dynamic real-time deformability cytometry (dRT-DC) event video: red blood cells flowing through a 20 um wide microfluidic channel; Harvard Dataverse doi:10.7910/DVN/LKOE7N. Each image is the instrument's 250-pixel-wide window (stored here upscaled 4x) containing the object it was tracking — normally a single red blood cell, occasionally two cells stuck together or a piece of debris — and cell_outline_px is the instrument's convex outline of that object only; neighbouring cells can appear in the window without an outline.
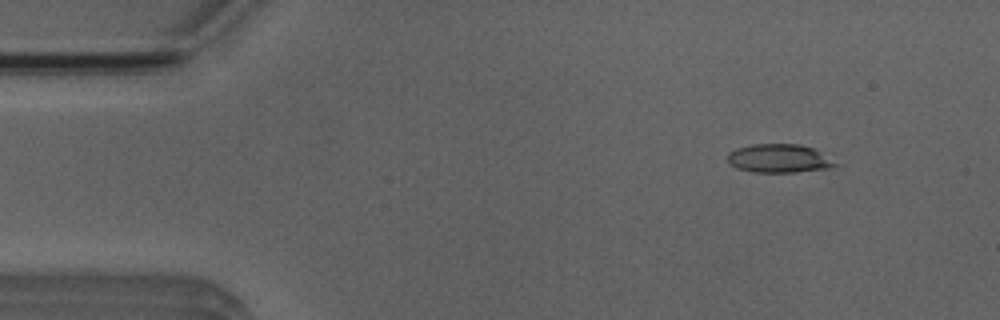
{"species": "Egyptian fruit bat (a non-hibernating species)", "species_latin": "Rousettus aegyptiacus", "temperature_condition": "room temperature", "stored_images_in_passage": 4, "camera_frame_rate_fps": 3000, "um_per_image_px": 0.085, "animal": {"sex": "male"}, "frame": {"image": 1, "passage_image": 1, "time_ms": 0.0, "image_size_px": [1000, 320], "cell_outline_px": [[840, 164], [832, 168], [796, 172], [752, 172], [736, 168], [728, 164], [728, 152], [736, 148], [752, 144], [800, 144], [812, 148]], "centroid_in_image_um": [66.19, 13.47], "position_along_channel_um": 18.8, "area_um2": 18.03}}